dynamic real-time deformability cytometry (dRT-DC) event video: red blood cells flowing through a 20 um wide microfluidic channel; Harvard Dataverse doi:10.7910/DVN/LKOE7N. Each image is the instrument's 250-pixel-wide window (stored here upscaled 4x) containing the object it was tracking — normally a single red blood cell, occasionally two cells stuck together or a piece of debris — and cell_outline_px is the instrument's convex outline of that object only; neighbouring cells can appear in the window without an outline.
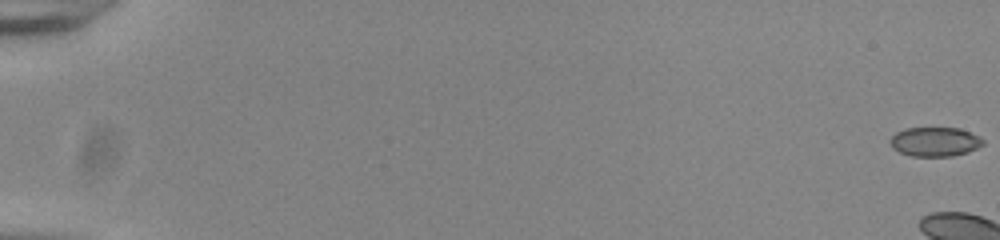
{"species": "common noctule bat (a hibernating species)", "species_latin": "Nyctalus noctula", "temperature_condition": "room temperature", "stored_images_in_passage": 9, "camera_frame_rate_fps": 3000, "um_per_image_px": 0.085, "animal": {"sex": "male", "body_mass_g": 20.0, "forearm_length_mm": 53.3}, "frame": {"image": 1, "passage_image": 1, "time_ms": 0.0, "image_size_px": [1000, 240], "cell_outline_px": [[984, 144], [968, 152], [952, 156], [912, 156], [900, 152], [892, 148], [888, 140], [896, 132], [904, 128], [960, 128], [980, 136], [984, 140]], "centroid_in_image_um": [79.46, 12.04], "position_along_channel_um": 5.5, "area_um2": 15.95}}